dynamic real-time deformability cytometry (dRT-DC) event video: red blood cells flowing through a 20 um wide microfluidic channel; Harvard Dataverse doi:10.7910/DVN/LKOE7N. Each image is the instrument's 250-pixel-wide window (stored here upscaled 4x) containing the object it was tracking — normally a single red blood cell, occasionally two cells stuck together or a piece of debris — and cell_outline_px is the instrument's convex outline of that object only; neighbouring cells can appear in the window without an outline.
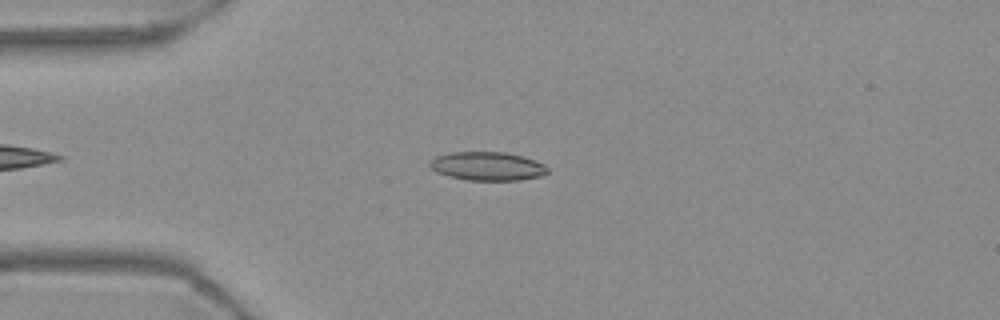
{"species": "Egyptian fruit bat (a non-hibernating species)", "species_latin": "Rousettus aegyptiacus", "temperature_condition": "warm", "stored_images_in_passage": 43, "camera_frame_rate_fps": 3000, "um_per_image_px": 0.085, "frame": {"image": 1, "passage_image": 2, "time_ms": 0.333, "image_size_px": [1000, 320], "cell_outline_px": [[548, 172], [544, 176], [520, 180], [468, 180], [448, 176], [436, 172], [428, 164], [436, 156], [452, 152], [504, 152], [520, 156], [544, 164], [548, 168]], "centroid_in_image_um": [41.44, 14.13], "position_along_channel_um": 43.6, "area_um2": 19.54}}
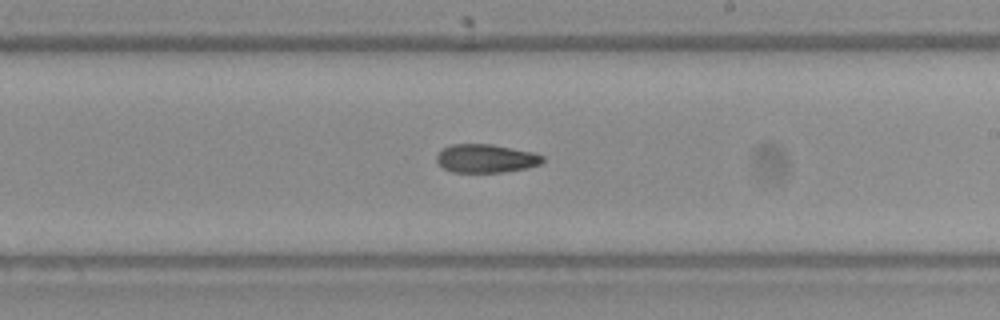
{"frame": {"image": 2, "passage_image": 20, "time_ms": 6.333, "image_size_px": [1000, 320], "cell_outline_px": [[544, 160], [540, 164], [524, 168], [500, 172], [452, 172], [444, 168], [436, 160], [436, 156], [444, 148], [452, 144], [492, 144], [532, 152], [544, 156]], "centroid_in_image_um": [41.3, 13.46], "position_along_channel_um": 247.7, "area_um2": 17.34}}
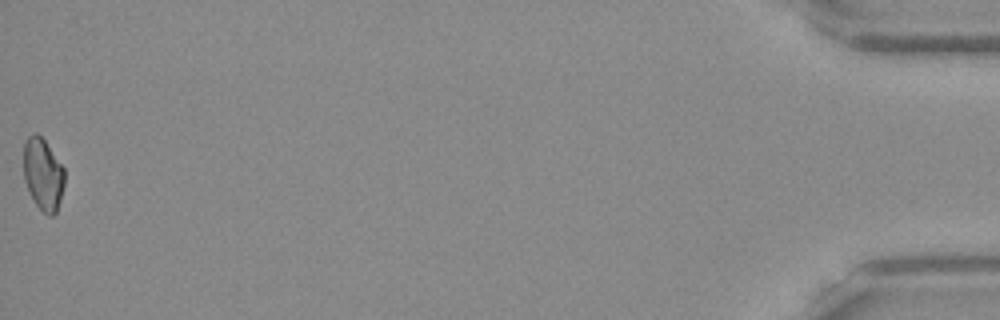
{"frame": {"image": 3, "passage_image": 43, "time_ms": 14.0, "image_size_px": [1000, 320], "cell_outline_px": [[64, 184], [60, 200], [56, 212], [52, 216], [48, 216], [36, 204], [24, 180], [24, 144], [28, 136], [36, 132], [44, 140], [64, 168]], "centroid_in_image_um": [3.66, 14.8], "position_along_channel_um": 431.5, "area_um2": 16.88}, "authors_computed_cell_mechanics": {"area_um2": 18.207, "velocity_mm_per_s": 3.7191, "shape_relaxation_time_tau1_ms": null, "shape_relaxation_time_tau2_ms": 5.6664, "deformation_change_tau1": null, "deformation_change_tau2": 0.113}}